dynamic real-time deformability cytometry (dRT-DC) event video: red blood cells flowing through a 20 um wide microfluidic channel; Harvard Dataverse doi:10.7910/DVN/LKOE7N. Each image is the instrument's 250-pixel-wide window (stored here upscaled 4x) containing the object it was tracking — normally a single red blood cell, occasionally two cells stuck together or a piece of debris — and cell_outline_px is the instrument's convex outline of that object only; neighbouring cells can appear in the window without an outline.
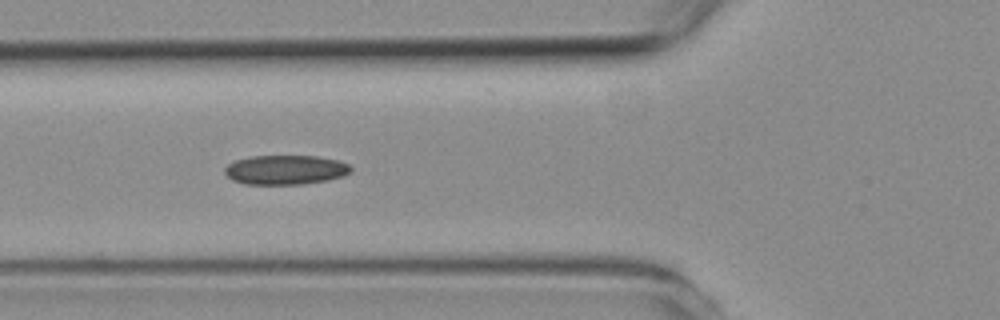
{"species": "common noctule bat (a hibernating species)", "species_latin": "Nyctalus noctula", "temperature_condition": "room temperature", "stored_images_in_passage": 5, "camera_frame_rate_fps": 3000, "um_per_image_px": 0.085, "animal": {"sex": "female", "body_mass_g": 19.3, "forearm_length_mm": 54.1}, "frame": {"image": 1, "passage_image": 4, "time_ms": 3.333, "image_size_px": [1000, 320], "cell_outline_px": [[352, 172], [344, 176], [328, 180], [300, 184], [244, 184], [232, 180], [224, 172], [224, 168], [228, 164], [236, 160], [252, 156], [316, 156], [340, 160], [348, 164], [352, 168]], "centroid_in_image_um": [24.29, 14.43], "position_along_channel_um": 101.5, "area_um2": 21.73}}
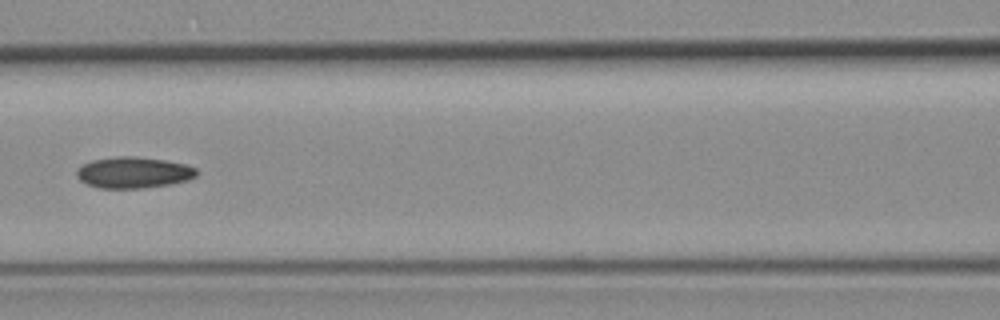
{"frame": {"image": 2, "passage_image": 5, "time_ms": 4.667, "image_size_px": [1000, 320], "cell_outline_px": [[196, 176], [188, 180], [168, 184], [144, 188], [100, 188], [88, 184], [80, 180], [76, 176], [76, 168], [92, 160], [116, 156], [136, 156], [164, 160], [184, 164], [196, 168]], "centroid_in_image_um": [11.32, 14.66], "position_along_channel_um": 155.3, "area_um2": 21.73}}